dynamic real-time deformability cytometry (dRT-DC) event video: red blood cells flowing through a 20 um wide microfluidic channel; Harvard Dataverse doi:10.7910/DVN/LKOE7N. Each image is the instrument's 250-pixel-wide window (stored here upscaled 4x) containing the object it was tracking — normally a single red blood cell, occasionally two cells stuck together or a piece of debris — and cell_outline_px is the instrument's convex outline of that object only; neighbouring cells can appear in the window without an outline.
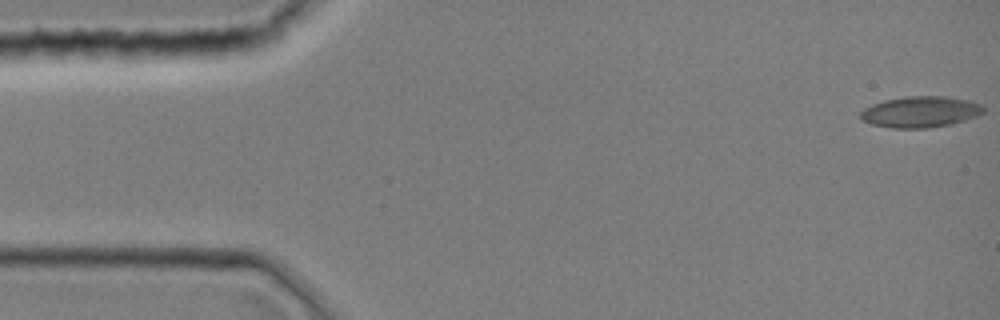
{"species": "common noctule bat (a hibernating species)", "species_latin": "Nyctalus noctula", "temperature_condition": "room temperature", "stored_images_in_passage": 8, "segment_of_instrument_passage": [2, 2], "camera_frame_rate_fps": 3000, "um_per_image_px": 0.085, "animal": {"sex": "female", "body_mass_g": 19.0, "forearm_length_mm": 51.5}, "frame": {"image": 1, "passage_image": 8, "time_ms": 2.333, "image_size_px": [1000, 320], "cell_outline_px": [[984, 112], [976, 116], [964, 120], [948, 124], [928, 128], [892, 128], [872, 124], [860, 120], [860, 112], [864, 108], [872, 104], [884, 100], [904, 96], [944, 96], [968, 100], [980, 104], [984, 108]], "centroid_in_image_um": [78.19, 9.5], "position_along_channel_um": 6.8, "area_um2": 22.25}}